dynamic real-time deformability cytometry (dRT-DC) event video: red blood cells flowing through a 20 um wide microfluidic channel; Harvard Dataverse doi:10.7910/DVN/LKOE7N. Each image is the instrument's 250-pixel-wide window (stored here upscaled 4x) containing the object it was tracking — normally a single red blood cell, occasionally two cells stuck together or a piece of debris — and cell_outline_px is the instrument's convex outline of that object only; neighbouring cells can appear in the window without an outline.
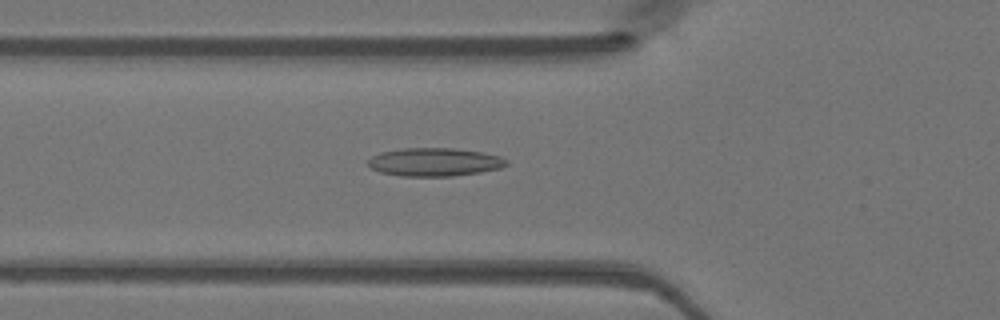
{"species": "Egyptian fruit bat (a non-hibernating species)", "species_latin": "Rousettus aegyptiacus", "temperature_condition": "warm", "stored_images_in_passage": 40, "camera_frame_rate_fps": 3000, "um_per_image_px": 0.085, "animal": {"sex": "female"}, "frame": {"image": 1, "passage_image": 10, "time_ms": 3.0, "image_size_px": [1000, 320], "cell_outline_px": [[508, 164], [500, 168], [480, 172], [452, 176], [400, 176], [380, 172], [368, 168], [368, 160], [372, 156], [380, 152], [404, 148], [452, 148], [480, 152], [500, 156], [508, 160]], "centroid_in_image_um": [36.9, 13.78], "position_along_channel_um": 88.9, "area_um2": 22.83}}
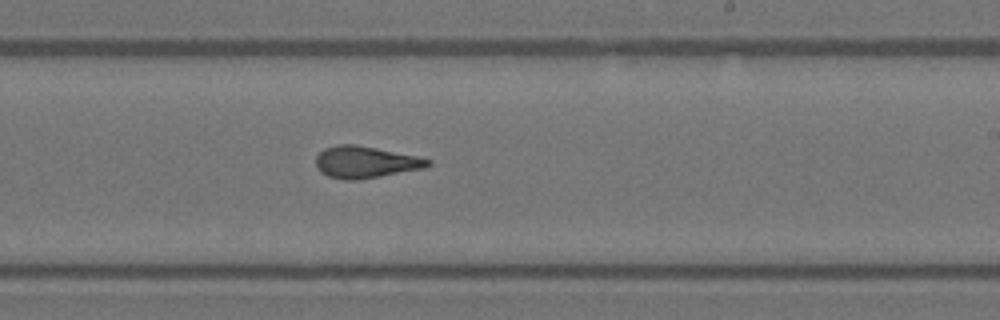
{"frame": {"image": 2, "passage_image": 22, "time_ms": 7.0, "image_size_px": [1000, 320], "cell_outline_px": [[432, 164], [424, 168], [380, 176], [356, 180], [344, 180], [328, 176], [320, 172], [316, 168], [316, 156], [324, 148], [336, 144], [356, 144], [416, 156], [432, 160]], "centroid_in_image_um": [31.03, 13.77], "position_along_channel_um": 258.0, "area_um2": 20.75}}
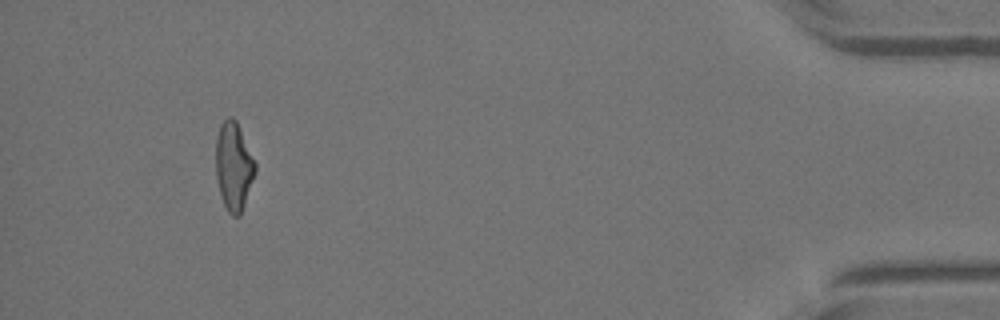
{"frame": {"image": 3, "passage_image": 38, "time_ms": 12.333, "image_size_px": [1000, 320], "cell_outline_px": [[256, 172], [240, 216], [232, 216], [228, 212], [224, 204], [220, 192], [216, 176], [216, 136], [220, 124], [228, 116], [232, 116], [236, 120], [256, 164]], "centroid_in_image_um": [19.86, 14.12], "position_along_channel_um": 415.3, "area_um2": 20.17}}